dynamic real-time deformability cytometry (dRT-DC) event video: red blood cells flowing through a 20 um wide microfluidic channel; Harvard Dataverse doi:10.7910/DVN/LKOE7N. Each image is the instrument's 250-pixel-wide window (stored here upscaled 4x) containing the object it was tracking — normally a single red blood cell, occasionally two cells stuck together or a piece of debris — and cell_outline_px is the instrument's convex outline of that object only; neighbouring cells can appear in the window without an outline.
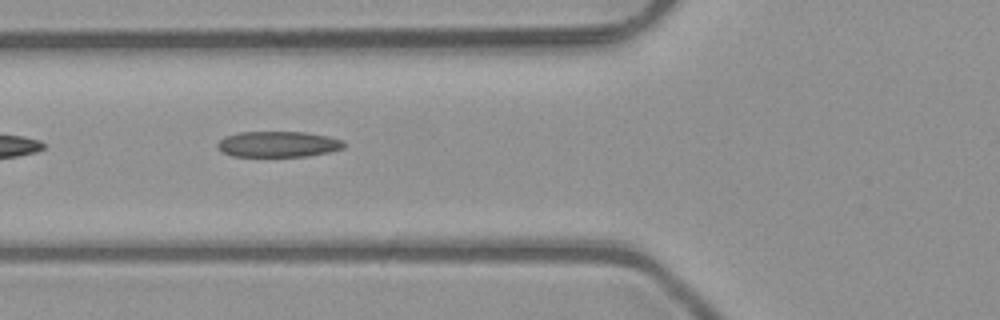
{"species": "common noctule bat (a hibernating species)", "species_latin": "Nyctalus noctula", "temperature_condition": "room temperature", "stored_images_in_passage": 7, "camera_frame_rate_fps": 3000, "um_per_image_px": 0.085, "animal": {"sex": "male", "body_mass_g": 23.1, "forearm_length_mm": 52.7}, "frame": {"image": 1, "passage_image": 4, "time_ms": 1.0, "image_size_px": [1000, 320], "cell_outline_px": [[344, 148], [328, 152], [304, 156], [232, 156], [224, 152], [216, 144], [224, 136], [236, 132], [308, 132], [328, 136], [344, 140]], "centroid_in_image_um": [23.65, 12.24], "position_along_channel_um": 102.1, "area_um2": 18.96}}
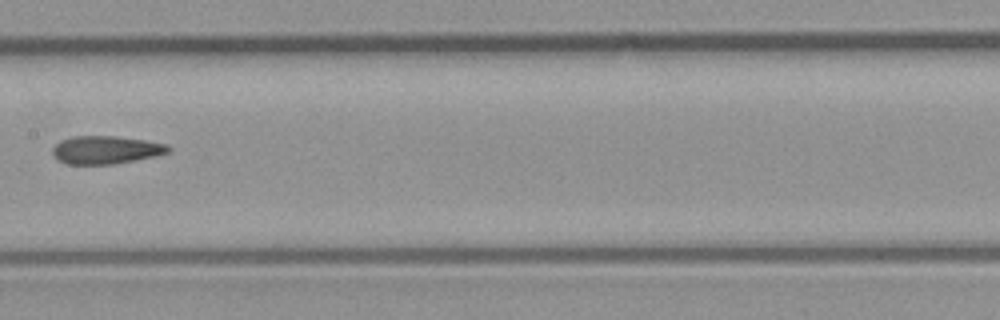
{"frame": {"image": 2, "passage_image": 6, "time_ms": 1.667, "image_size_px": [1000, 320], "cell_outline_px": [[172, 148], [168, 152], [152, 156], [116, 164], [68, 164], [60, 160], [52, 152], [52, 148], [60, 140], [72, 136], [116, 136], [144, 140], [168, 144]], "centroid_in_image_um": [9.0, 12.73], "position_along_channel_um": 198.4, "area_um2": 18.73}}
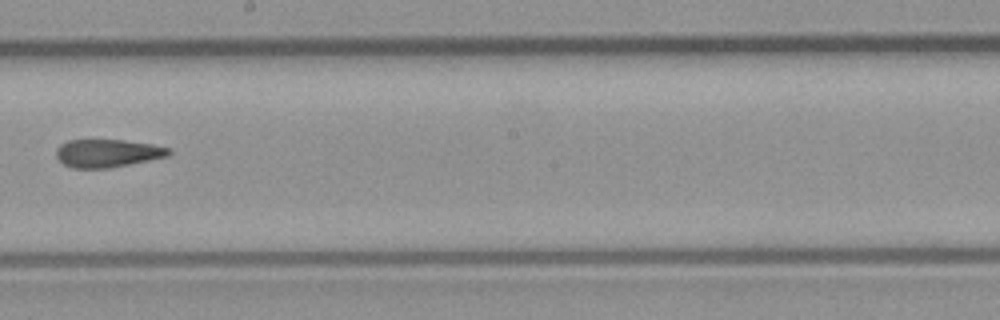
{"frame": {"image": 3, "passage_image": 7, "time_ms": 2.0, "image_size_px": [1000, 320], "cell_outline_px": [[172, 152], [168, 156], [108, 168], [72, 168], [64, 164], [56, 156], [56, 148], [60, 144], [68, 140], [124, 140], [152, 144], [168, 148]], "centroid_in_image_um": [9.11, 13.01], "position_along_channel_um": 239.1, "area_um2": 18.21}}